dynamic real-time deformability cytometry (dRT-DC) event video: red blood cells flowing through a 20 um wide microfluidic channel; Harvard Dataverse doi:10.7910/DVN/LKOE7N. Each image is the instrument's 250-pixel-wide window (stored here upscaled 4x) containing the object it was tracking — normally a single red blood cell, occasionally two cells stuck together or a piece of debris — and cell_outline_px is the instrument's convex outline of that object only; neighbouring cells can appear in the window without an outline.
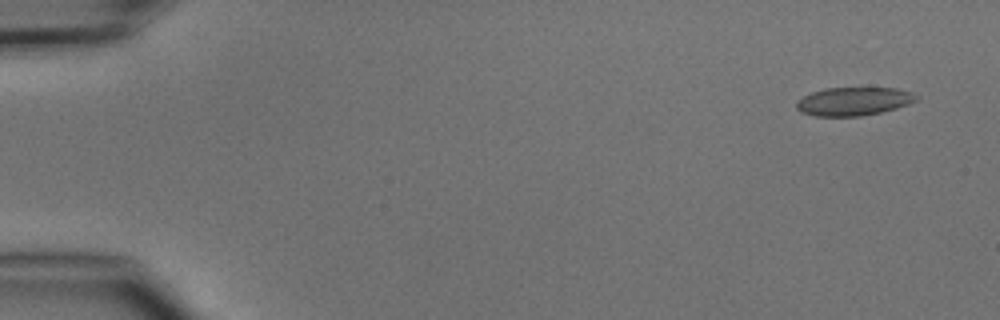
{"species": "common noctule bat (a hibernating species)", "species_latin": "Nyctalus noctula", "temperature_condition": "cold", "stored_images_in_passage": 4, "camera_frame_rate_fps": 3000, "um_per_image_px": 0.085, "animal": {"sex": "male", "body_mass_g": 15.6}, "frame": {"image": 1, "passage_image": 1, "time_ms": 0.0, "image_size_px": [1000, 320], "cell_outline_px": [[920, 96], [916, 100], [908, 104], [896, 108], [880, 112], [860, 116], [816, 116], [804, 112], [796, 108], [796, 100], [812, 92], [824, 88], [896, 88], [912, 92]], "centroid_in_image_um": [72.57, 8.6], "position_along_channel_um": 12.4, "area_um2": 19.71}}
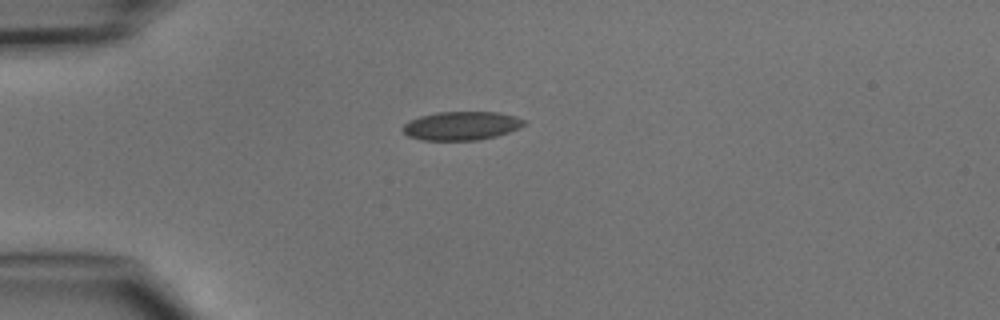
{"frame": {"image": 2, "passage_image": 4, "time_ms": 3.333, "image_size_px": [1000, 320], "cell_outline_px": [[528, 124], [520, 128], [496, 136], [476, 140], [420, 140], [408, 136], [404, 132], [404, 124], [408, 120], [420, 116], [436, 112], [500, 112], [516, 116], [524, 120]], "centroid_in_image_um": [39.24, 10.68], "position_along_channel_um": 45.8, "area_um2": 20.35}}